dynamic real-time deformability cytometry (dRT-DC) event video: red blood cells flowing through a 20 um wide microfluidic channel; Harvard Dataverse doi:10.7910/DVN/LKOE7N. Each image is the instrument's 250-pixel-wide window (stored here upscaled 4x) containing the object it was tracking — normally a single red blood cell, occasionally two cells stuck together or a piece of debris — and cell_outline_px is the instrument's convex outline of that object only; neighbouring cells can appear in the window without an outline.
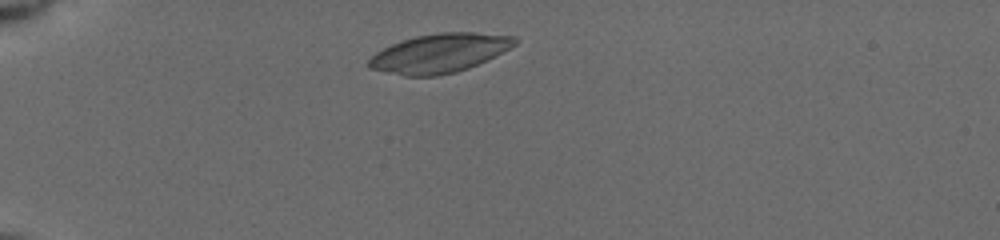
{"species": "common noctule bat (a hibernating species)", "species_latin": "Nyctalus noctula", "temperature_condition": "cold", "stored_images_in_passage": 3, "camera_frame_rate_fps": 3000, "um_per_image_px": 0.085, "animal": {"sex": "female", "body_mass_g": 19.5, "forearm_length_mm": 54.1}, "frame": {"image": 1, "passage_image": 1, "time_ms": 0.0, "image_size_px": [1000, 240], "cell_outline_px": [[520, 40], [516, 44], [468, 68], [456, 72], [436, 76], [404, 76], [368, 68], [368, 60], [376, 52], [400, 40], [416, 36], [440, 32], [476, 32], [516, 36]], "centroid_in_image_um": [37.33, 4.51], "position_along_channel_um": 47.7, "area_um2": 32.95}}